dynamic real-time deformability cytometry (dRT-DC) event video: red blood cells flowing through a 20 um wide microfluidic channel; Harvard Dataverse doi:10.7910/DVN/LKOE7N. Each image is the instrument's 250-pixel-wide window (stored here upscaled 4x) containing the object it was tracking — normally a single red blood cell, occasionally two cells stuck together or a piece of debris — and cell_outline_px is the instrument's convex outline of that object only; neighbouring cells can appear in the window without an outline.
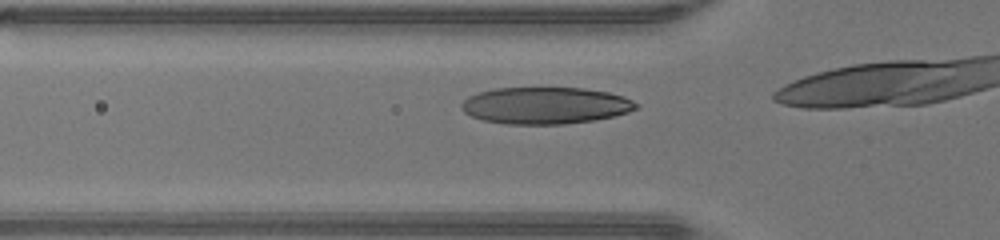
{"species": "human", "species_latin": "Homo sapiens", "temperature_condition": "warm", "stored_images_in_passage": 9, "camera_frame_rate_fps": 3000, "um_per_image_px": 0.085, "donor": {"sex": "male"}, "frame": {"image": 1, "passage_image": 4, "time_ms": 1.0, "image_size_px": [1000, 240], "cell_outline_px": [[640, 108], [616, 116], [596, 120], [564, 124], [504, 124], [480, 120], [464, 112], [460, 108], [460, 104], [468, 96], [480, 92], [496, 88], [584, 88], [608, 92], [624, 96], [640, 104]], "centroid_in_image_um": [46.38, 8.97], "position_along_channel_um": 79.4, "area_um2": 37.86}}
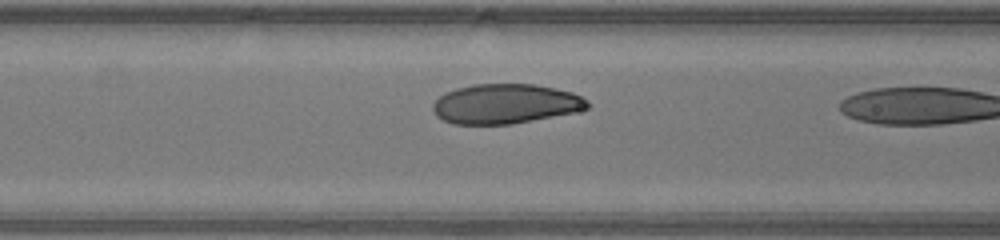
{"frame": {"image": 2, "passage_image": 7, "time_ms": 2.0, "image_size_px": [1000, 240], "cell_outline_px": [[592, 108], [512, 124], [452, 124], [436, 116], [432, 108], [432, 104], [440, 96], [456, 88], [472, 84], [532, 84], [572, 92], [584, 96], [592, 104]], "centroid_in_image_um": [42.98, 8.82], "position_along_channel_um": 123.6, "area_um2": 35.78}}